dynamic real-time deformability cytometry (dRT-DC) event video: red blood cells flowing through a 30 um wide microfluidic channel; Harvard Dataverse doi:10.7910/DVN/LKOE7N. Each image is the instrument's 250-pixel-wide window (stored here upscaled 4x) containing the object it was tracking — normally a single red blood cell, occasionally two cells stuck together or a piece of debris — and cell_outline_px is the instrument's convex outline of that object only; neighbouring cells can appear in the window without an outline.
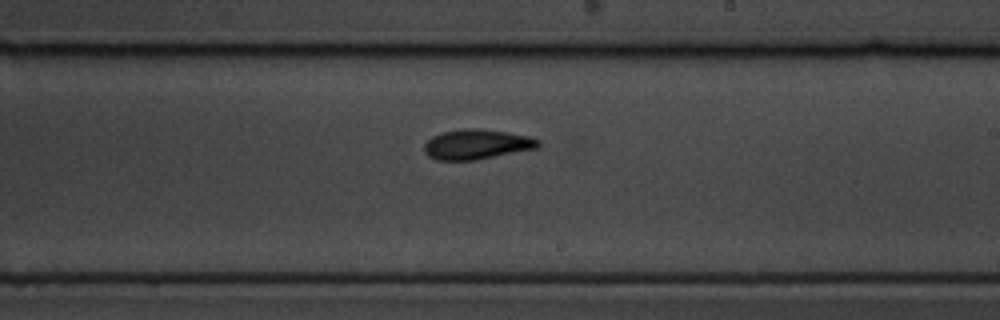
{"species": "common noctule bat (a hibernating species)", "species_latin": "Nyctalus noctula", "temperature_condition": "cold", "stored_images_in_passage": 10, "segment_of_instrument_passage": [2, 2], "camera_frame_rate_fps": 3000, "um_per_image_px": 0.085, "animal": {"sex": "male", "body_mass_g": 19.5, "forearm_length_mm": 54.6}, "frame": {"image": 1, "passage_image": 10, "time_ms": 3.0, "image_size_px": [1000, 320], "cell_outline_px": [[540, 144], [536, 148], [476, 160], [436, 160], [428, 156], [424, 152], [424, 144], [432, 136], [444, 132], [464, 128], [480, 128], [528, 136], [540, 140]], "centroid_in_image_um": [40.49, 12.27], "position_along_channel_um": 248.5, "area_um2": 19.77}}